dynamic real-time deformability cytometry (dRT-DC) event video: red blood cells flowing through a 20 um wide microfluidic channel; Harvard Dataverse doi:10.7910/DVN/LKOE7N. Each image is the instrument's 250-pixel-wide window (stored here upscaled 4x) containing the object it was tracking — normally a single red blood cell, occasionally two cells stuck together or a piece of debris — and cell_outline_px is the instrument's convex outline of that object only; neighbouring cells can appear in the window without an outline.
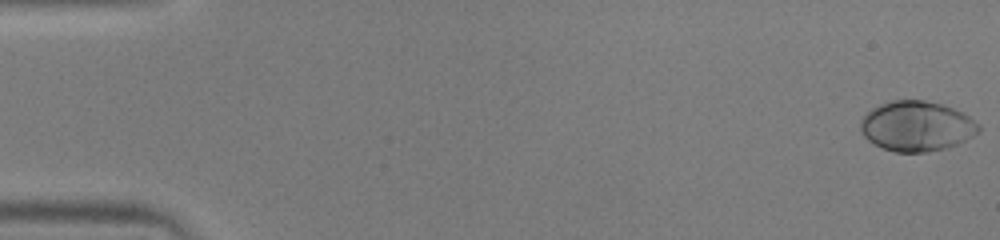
{"species": "human", "species_latin": "Homo sapiens", "temperature_condition": "warm", "stored_images_in_passage": 52, "camera_frame_rate_fps": 3000, "um_per_image_px": 0.085, "donor": {"sex": "male"}, "frame": {"image": 1, "passage_image": 1, "time_ms": 0.0, "image_size_px": [1000, 240], "cell_outline_px": [[980, 132], [948, 148], [928, 152], [896, 152], [884, 148], [868, 140], [860, 132], [860, 120], [872, 108], [880, 104], [892, 100], [924, 100], [940, 104], [952, 108], [968, 116], [980, 124]], "centroid_in_image_um": [77.91, 10.73], "position_along_channel_um": 7.1, "area_um2": 34.39}}
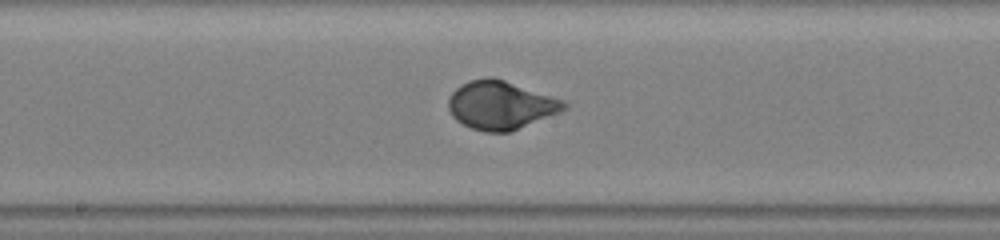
{"frame": {"image": 2, "passage_image": 28, "time_ms": 9.0, "image_size_px": [1000, 240], "cell_outline_px": [[568, 108], [560, 112], [508, 132], [484, 132], [472, 128], [456, 120], [452, 116], [448, 108], [448, 100], [452, 92], [460, 84], [468, 80], [488, 76], [492, 76], [564, 100], [568, 104]], "centroid_in_image_um": [42.53, 8.92], "position_along_channel_um": 205.7, "area_um2": 32.54}}
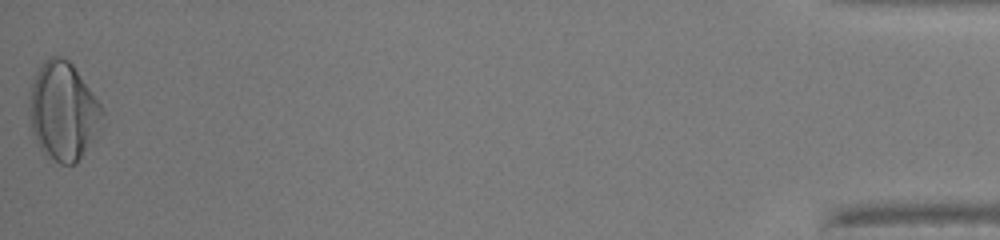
{"frame": {"image": 3, "passage_image": 52, "time_ms": 17.0, "image_size_px": [1000, 240], "cell_outline_px": [[104, 112], [96, 132], [92, 140], [76, 164], [60, 164], [44, 156], [32, 132], [28, 116], [28, 108], [32, 84], [36, 72], [44, 60], [52, 56], [60, 56], [68, 60], [72, 64], [100, 104]], "centroid_in_image_um": [5.32, 9.47], "position_along_channel_um": 429.9, "area_um2": 41.38}, "authors_computed_cell_mechanics": {"area_um2": 32.5992, "velocity_mm_per_s": 4.0066, "shape_relaxation_time_tau1_ms": 2.4212, "shape_relaxation_time_tau2_ms": null, "deformation_change_tau1": 0.1818, "deformation_change_tau2": null}}